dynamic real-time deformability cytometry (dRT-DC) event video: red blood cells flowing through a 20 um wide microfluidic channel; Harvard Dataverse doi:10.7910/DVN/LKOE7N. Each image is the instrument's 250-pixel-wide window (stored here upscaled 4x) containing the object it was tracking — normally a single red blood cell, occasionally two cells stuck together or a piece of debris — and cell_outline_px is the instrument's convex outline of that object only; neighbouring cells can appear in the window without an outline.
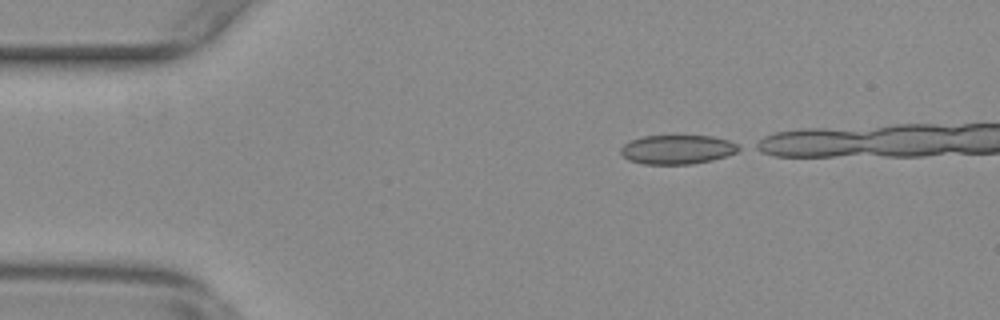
{"species": "common noctule bat (a hibernating species)", "species_latin": "Nyctalus noctula", "temperature_condition": "warm", "stored_images_in_passage": 12, "camera_frame_rate_fps": 3000, "um_per_image_px": 0.085, "animal": {"sex": "female", "body_mass_g": 29.2, "forearm_length_mm": 56.3}, "frame": {"image": 1, "passage_image": 1, "time_ms": 0.0, "image_size_px": [1000, 320], "cell_outline_px": [[744, 148], [736, 152], [712, 160], [692, 164], [644, 164], [628, 160], [620, 152], [620, 148], [624, 144], [632, 140], [644, 136], [712, 136], [728, 140]], "centroid_in_image_um": [57.57, 12.71], "position_along_channel_um": 27.4, "area_um2": 19.94}}
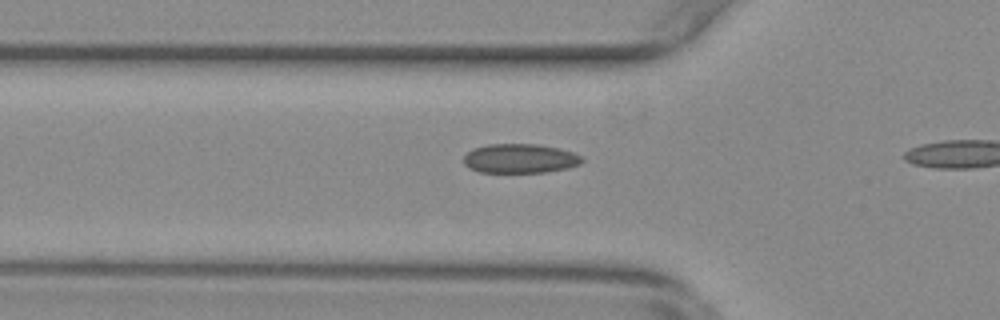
{"frame": {"image": 2, "passage_image": 10, "time_ms": 3.0, "image_size_px": [1000, 320], "cell_outline_px": [[584, 160], [580, 164], [568, 168], [544, 172], [480, 172], [468, 168], [464, 164], [464, 156], [468, 152], [476, 148], [488, 144], [536, 144], [560, 148], [572, 152], [580, 156]], "centroid_in_image_um": [44.2, 13.47], "position_along_channel_um": 81.6, "area_um2": 20.11}}